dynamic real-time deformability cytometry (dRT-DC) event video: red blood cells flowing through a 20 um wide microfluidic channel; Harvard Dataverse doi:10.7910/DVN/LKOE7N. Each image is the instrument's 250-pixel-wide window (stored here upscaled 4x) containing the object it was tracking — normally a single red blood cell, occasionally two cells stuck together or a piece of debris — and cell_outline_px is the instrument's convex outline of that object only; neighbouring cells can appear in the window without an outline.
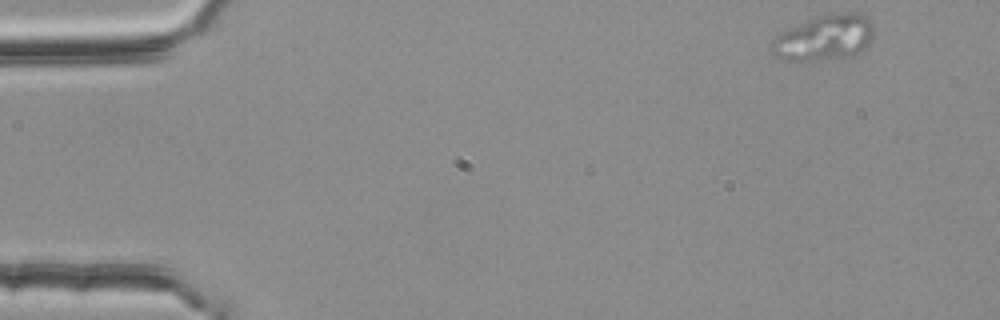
{"species": "common noctule bat (a hibernating species)", "species_latin": "Nyctalus noctula", "temperature_condition": "room temperature", "stored_images_in_passage": 3, "camera_frame_rate_fps": 3000, "um_per_image_px": 0.085, "animal": {"sex": "female", "body_mass_g": 25.1}, "frame": {"image": 1, "passage_image": 1, "time_ms": 0.0, "image_size_px": [1000, 320], "cell_outline_px": [[872, 40], [864, 48], [856, 52], [844, 56], [812, 60], [784, 60], [776, 56], [768, 48], [768, 44], [780, 32], [828, 12], [852, 12], [868, 16], [872, 20]], "centroid_in_image_um": [70.04, 3.17], "position_along_channel_um": 15.0, "area_um2": 26.88}}
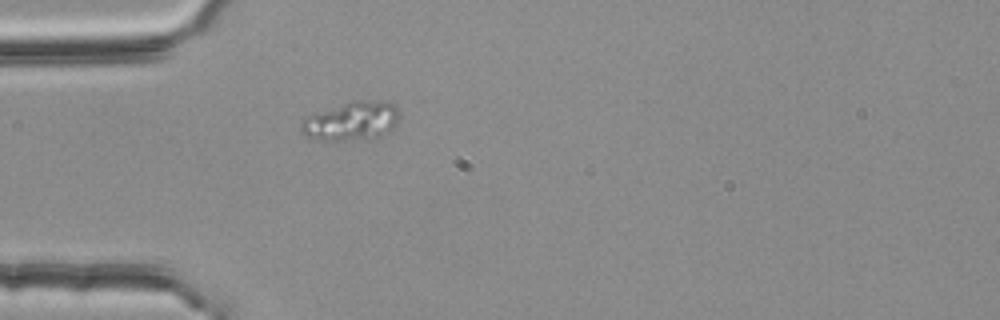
{"frame": {"image": 2, "passage_image": 3, "time_ms": 0.667, "image_size_px": [1000, 320], "cell_outline_px": [[400, 116], [396, 124], [392, 128], [368, 140], [316, 140], [308, 136], [300, 128], [300, 124], [308, 116], [316, 112], [352, 100], [380, 100], [392, 104], [400, 112]], "centroid_in_image_um": [29.89, 10.28], "position_along_channel_um": 55.1, "area_um2": 22.14}}